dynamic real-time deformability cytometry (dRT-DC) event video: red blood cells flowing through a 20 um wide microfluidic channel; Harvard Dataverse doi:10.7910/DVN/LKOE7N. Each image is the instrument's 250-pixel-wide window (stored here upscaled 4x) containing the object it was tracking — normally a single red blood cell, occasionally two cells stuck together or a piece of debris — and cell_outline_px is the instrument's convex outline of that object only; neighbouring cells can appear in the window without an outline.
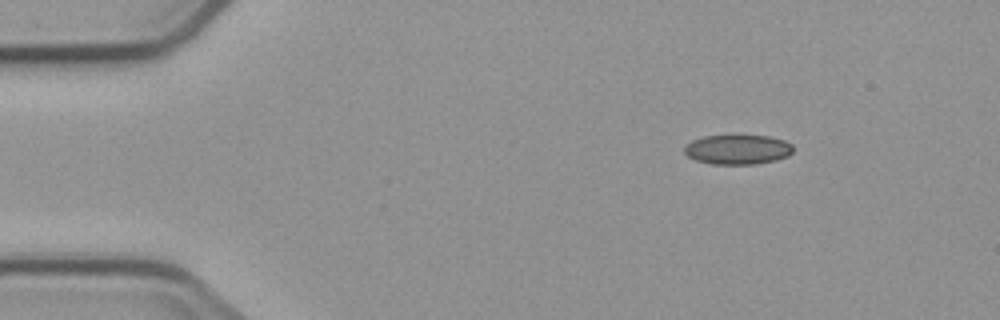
{"species": "common noctule bat (a hibernating species)", "species_latin": "Nyctalus noctula", "temperature_condition": "cold", "stored_images_in_passage": 6, "camera_frame_rate_fps": 3000, "um_per_image_px": 0.085, "animal": {"sex": "male", "body_mass_g": 23.1, "forearm_length_mm": 52.7}, "frame": {"image": 1, "passage_image": 1, "time_ms": 0.0, "image_size_px": [1000, 320], "cell_outline_px": [[792, 152], [788, 156], [776, 160], [752, 164], [712, 164], [696, 160], [688, 156], [684, 152], [684, 148], [692, 140], [704, 136], [768, 136], [784, 140], [792, 144]], "centroid_in_image_um": [62.71, 12.71], "position_along_channel_um": 22.3, "area_um2": 18.61}}
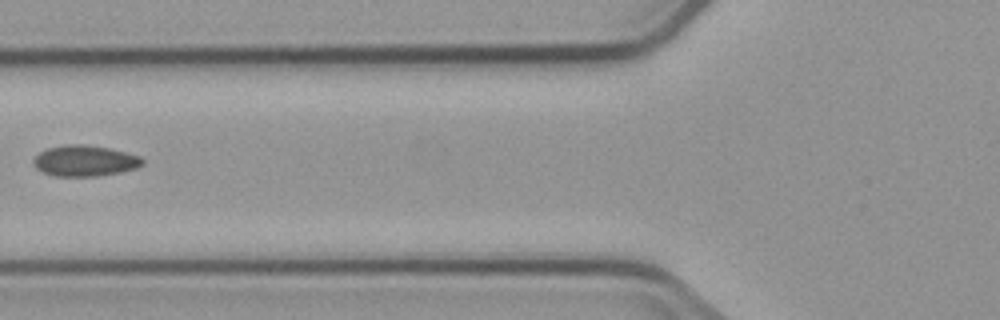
{"frame": {"image": 2, "passage_image": 5, "time_ms": 4.667, "image_size_px": [1000, 320], "cell_outline_px": [[144, 164], [136, 168], [120, 172], [96, 176], [52, 176], [36, 168], [32, 164], [32, 160], [40, 152], [48, 148], [64, 144], [84, 144], [108, 148], [140, 156], [144, 160]], "centroid_in_image_um": [7.19, 13.67], "position_along_channel_um": 118.6, "area_um2": 19.65}}
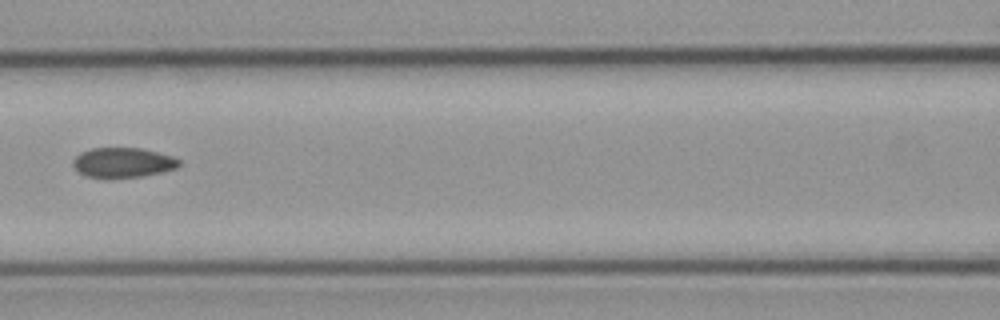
{"frame": {"image": 3, "passage_image": 6, "time_ms": 5.667, "image_size_px": [1000, 320], "cell_outline_px": [[180, 164], [176, 168], [164, 172], [144, 176], [84, 176], [72, 164], [72, 160], [80, 152], [92, 148], [140, 148], [172, 156], [180, 160]], "centroid_in_image_um": [10.46, 13.79], "position_along_channel_um": 156.1, "area_um2": 18.09}}